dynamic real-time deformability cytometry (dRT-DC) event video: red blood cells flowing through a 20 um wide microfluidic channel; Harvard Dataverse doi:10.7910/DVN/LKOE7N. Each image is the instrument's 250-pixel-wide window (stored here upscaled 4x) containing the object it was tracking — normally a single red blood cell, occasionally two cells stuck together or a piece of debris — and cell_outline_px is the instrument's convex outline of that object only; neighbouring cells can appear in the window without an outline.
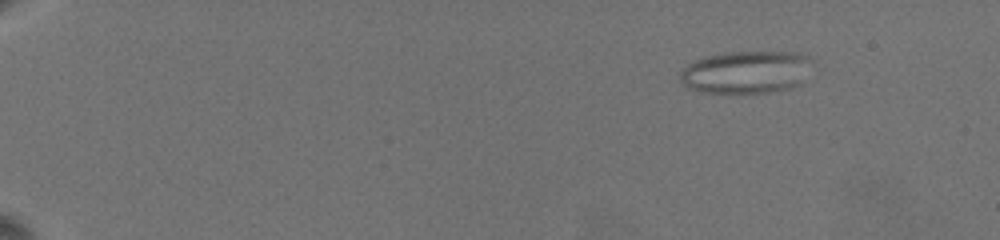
{"species": "common noctule bat (a hibernating species)", "species_latin": "Nyctalus noctula", "temperature_condition": "warm", "stored_images_in_passage": 25, "camera_frame_rate_fps": 3000, "um_per_image_px": 0.085, "animal": {"sex": "female", "body_mass_g": 19.5, "forearm_length_mm": 54.1}, "frame": {"image": 1, "passage_image": 7, "time_ms": 3.0, "image_size_px": [1000, 240], "cell_outline_px": [[816, 64], [804, 84], [788, 88], [768, 92], [700, 92], [688, 88], [680, 80], [680, 72], [688, 64], [704, 56], [724, 52], [796, 52], [812, 56]], "centroid_in_image_um": [63.55, 6.11], "position_along_channel_um": 21.4, "area_um2": 33.52}}
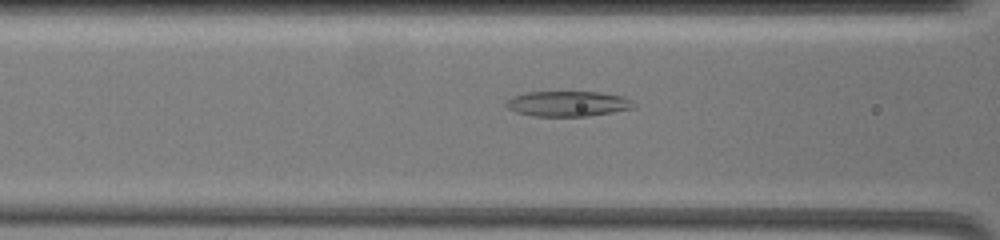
{"frame": {"image": 2, "passage_image": 19, "time_ms": 10.333, "image_size_px": [1000, 240], "cell_outline_px": [[632, 108], [612, 112], [588, 116], [532, 116], [516, 112], [508, 108], [504, 104], [512, 96], [524, 92], [600, 92], [624, 96], [632, 100]], "centroid_in_image_um": [48.22, 8.81], "position_along_channel_um": 118.4, "area_um2": 18.79}}
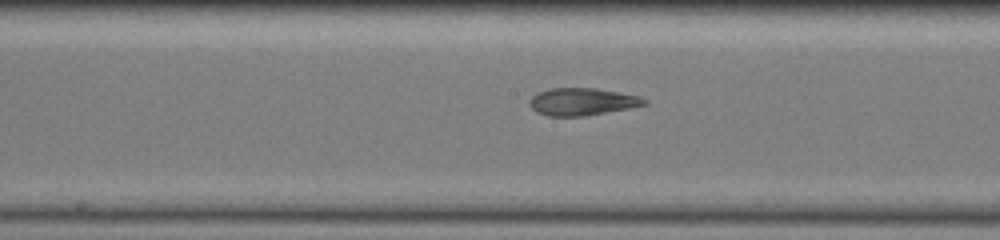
{"frame": {"image": 3, "passage_image": 24, "time_ms": 12.667, "image_size_px": [1000, 240], "cell_outline_px": [[648, 104], [628, 108], [584, 116], [548, 116], [536, 112], [528, 104], [528, 100], [536, 92], [552, 88], [596, 88], [640, 96], [648, 100]], "centroid_in_image_um": [49.45, 8.64], "position_along_channel_um": 198.7, "area_um2": 18.38}}